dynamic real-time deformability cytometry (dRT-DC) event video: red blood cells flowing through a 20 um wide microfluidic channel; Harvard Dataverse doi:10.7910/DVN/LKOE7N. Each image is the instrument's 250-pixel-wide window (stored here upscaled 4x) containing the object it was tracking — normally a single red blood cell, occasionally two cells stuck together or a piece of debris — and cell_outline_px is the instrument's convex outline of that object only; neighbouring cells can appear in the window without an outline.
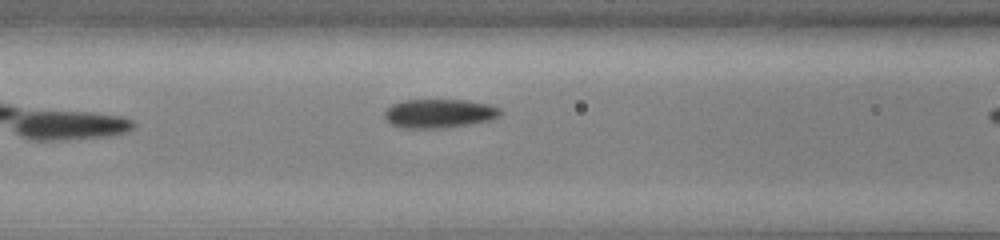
{"species": "common noctule bat (a hibernating species)", "species_latin": "Nyctalus noctula", "temperature_condition": "cold", "stored_images_in_passage": 8, "camera_frame_rate_fps": 3000, "um_per_image_px": 0.085, "animal": {"sex": "male", "body_mass_g": 13.0, "forearm_length_mm": 53.1}, "frame": {"image": 1, "passage_image": 7, "time_ms": 2.0, "image_size_px": [1000, 240], "cell_outline_px": [[500, 116], [488, 120], [468, 124], [444, 128], [408, 128], [392, 124], [384, 116], [384, 112], [392, 104], [404, 100], [464, 100], [488, 104], [500, 108]], "centroid_in_image_um": [37.32, 9.64], "position_along_channel_um": 129.3, "area_um2": 19.19}}